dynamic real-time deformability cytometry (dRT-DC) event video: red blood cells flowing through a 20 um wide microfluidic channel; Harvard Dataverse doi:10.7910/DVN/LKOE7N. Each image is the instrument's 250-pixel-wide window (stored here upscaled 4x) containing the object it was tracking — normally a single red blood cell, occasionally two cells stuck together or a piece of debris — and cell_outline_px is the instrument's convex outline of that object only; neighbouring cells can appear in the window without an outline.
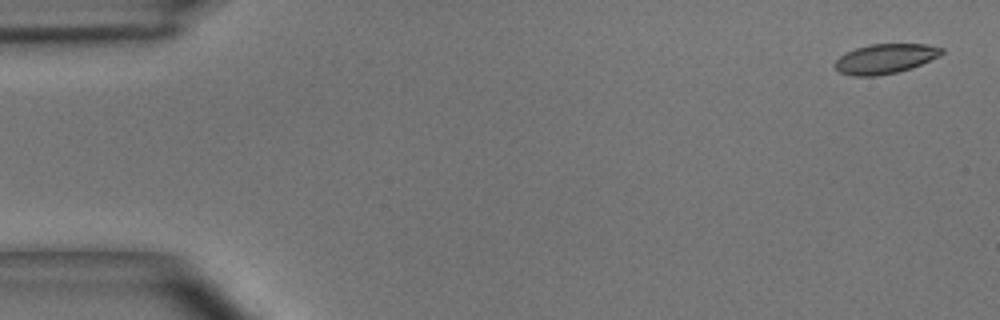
{"species": "common noctule bat (a hibernating species)", "species_latin": "Nyctalus noctula", "temperature_condition": "room temperature", "stored_images_in_passage": 48, "camera_frame_rate_fps": 3000, "um_per_image_px": 0.085, "animal": {"sex": "male", "body_mass_g": 15.6}, "frame": {"image": 1, "passage_image": 1, "time_ms": 0.0, "image_size_px": [1000, 320], "cell_outline_px": [[944, 52], [912, 68], [896, 72], [876, 76], [852, 76], [840, 72], [836, 68], [836, 60], [840, 56], [856, 48], [868, 44], [924, 44], [944, 48]], "centroid_in_image_um": [75.22, 4.99], "position_along_channel_um": 9.8, "area_um2": 18.15}}
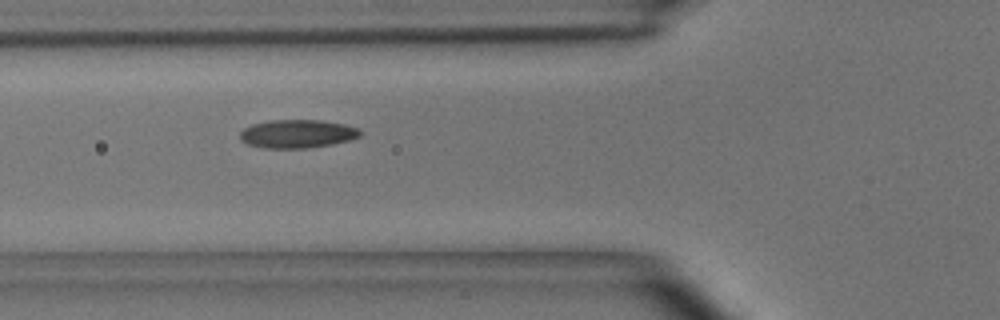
{"frame": {"image": 2, "passage_image": 17, "time_ms": 5.333, "image_size_px": [1000, 320], "cell_outline_px": [[364, 132], [360, 136], [348, 140], [332, 144], [308, 148], [264, 148], [248, 144], [240, 140], [240, 132], [244, 128], [252, 124], [268, 120], [320, 120], [344, 124], [360, 128]], "centroid_in_image_um": [25.28, 11.37], "position_along_channel_um": 100.5, "area_um2": 20.0}}
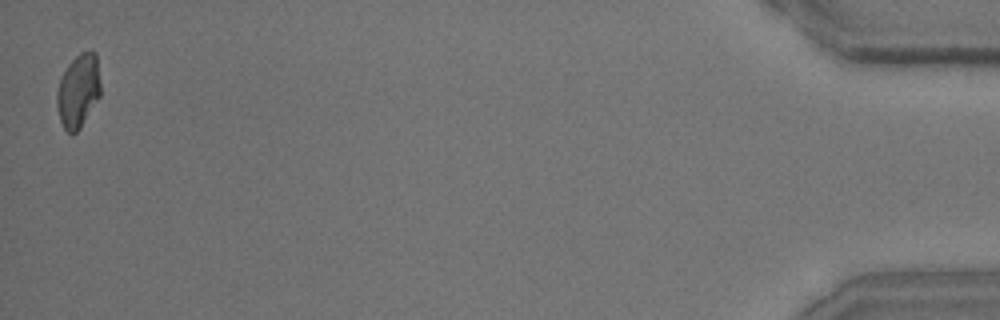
{"frame": {"image": 3, "passage_image": 48, "time_ms": 15.667, "image_size_px": [1000, 320], "cell_outline_px": [[100, 96], [80, 128], [76, 132], [68, 132], [64, 128], [60, 120], [56, 104], [56, 92], [60, 80], [68, 64], [80, 52], [88, 48], [96, 52], [100, 84]], "centroid_in_image_um": [6.66, 7.68], "position_along_channel_um": 428.5, "area_um2": 18.73}, "authors_computed_cell_mechanics": {"area_um2": 19.0162, "velocity_mm_per_s": 4.0437, "shape_relaxation_time_tau1_ms": 4.1609, "shape_relaxation_time_tau2_ms": 1.9696, "deformation_change_tau1": 0.1481, "deformation_change_tau2": 0.0864}}